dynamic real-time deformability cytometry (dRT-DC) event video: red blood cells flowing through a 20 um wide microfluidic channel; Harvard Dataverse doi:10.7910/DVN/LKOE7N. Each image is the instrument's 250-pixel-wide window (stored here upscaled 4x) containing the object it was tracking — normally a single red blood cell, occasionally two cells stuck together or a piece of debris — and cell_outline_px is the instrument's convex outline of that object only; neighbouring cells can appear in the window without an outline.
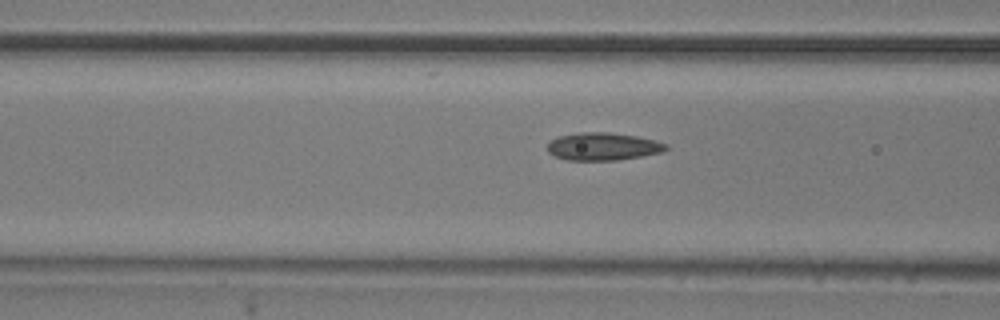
{"species": "common noctule bat (a hibernating species)", "species_latin": "Nyctalus noctula", "temperature_condition": "room temperature", "stored_images_in_passage": 15, "camera_frame_rate_fps": 3000, "um_per_image_px": 0.085, "animal": {"sex": "male", "body_mass_g": 20.5, "forearm_length_mm": 52.5}, "frame": {"image": 1, "passage_image": 10, "time_ms": 3.0, "image_size_px": [1000, 320], "cell_outline_px": [[668, 148], [664, 152], [616, 160], [568, 160], [556, 156], [548, 152], [548, 144], [552, 140], [560, 136], [580, 132], [608, 132], [636, 136], [656, 140], [668, 144]], "centroid_in_image_um": [51.3, 12.45], "position_along_channel_um": 115.3, "area_um2": 19.02}}
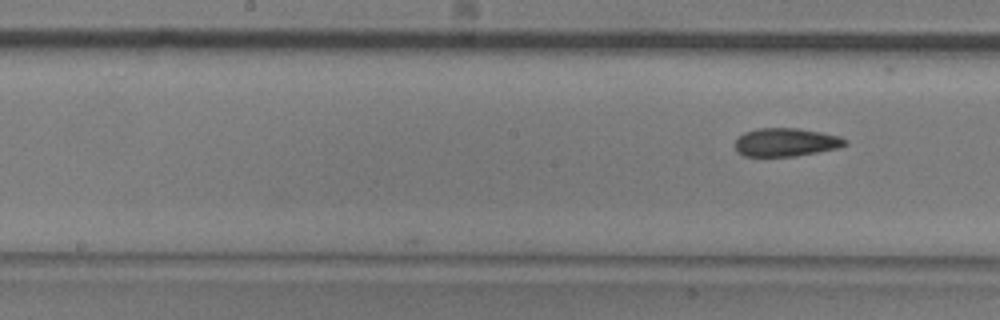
{"frame": {"image": 2, "passage_image": 15, "time_ms": 4.667, "image_size_px": [1000, 320], "cell_outline_px": [[848, 144], [836, 148], [796, 156], [744, 156], [732, 144], [744, 132], [756, 128], [800, 128], [840, 136], [848, 140]], "centroid_in_image_um": [66.8, 12.08], "position_along_channel_um": 181.4, "area_um2": 18.15}}